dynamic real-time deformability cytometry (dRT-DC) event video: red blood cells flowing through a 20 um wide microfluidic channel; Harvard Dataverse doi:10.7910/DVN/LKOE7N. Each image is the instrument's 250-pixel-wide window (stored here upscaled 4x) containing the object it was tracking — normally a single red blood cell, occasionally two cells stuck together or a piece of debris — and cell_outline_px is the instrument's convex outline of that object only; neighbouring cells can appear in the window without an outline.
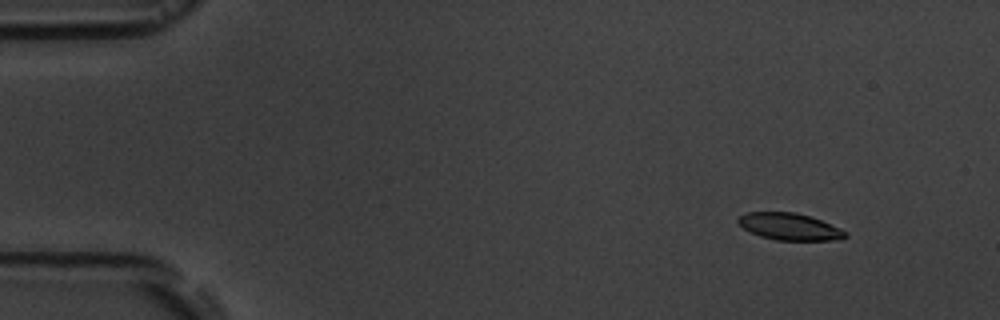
{"species": "common noctule bat (a hibernating species)", "species_latin": "Nyctalus noctula", "temperature_condition": "room temperature", "stored_images_in_passage": 13, "camera_frame_rate_fps": 3000, "um_per_image_px": 0.085, "animal": {"sex": "male", "body_mass_g": 19.5, "forearm_length_mm": 54.6}, "frame": {"image": 1, "passage_image": 2, "time_ms": 1.0, "image_size_px": [1000, 320], "cell_outline_px": [[848, 236], [832, 240], [776, 240], [760, 236], [744, 228], [736, 220], [740, 216], [748, 212], [796, 212], [820, 220], [840, 228], [848, 232]], "centroid_in_image_um": [67.12, 19.26], "position_along_channel_um": 17.9, "area_um2": 16.59}}
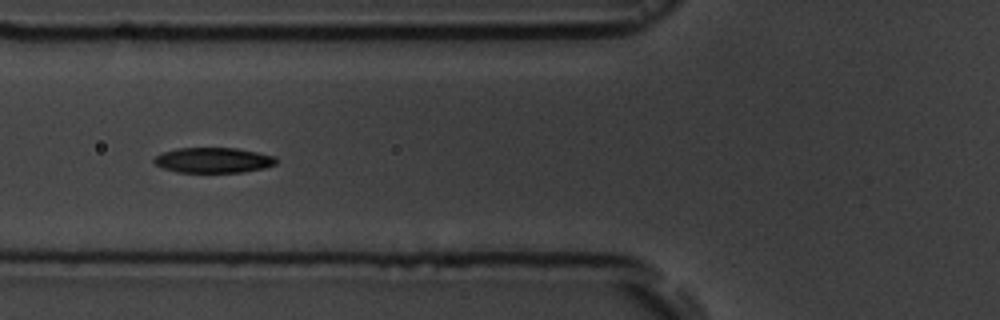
{"frame": {"image": 2, "passage_image": 6, "time_ms": 6.333, "image_size_px": [1000, 320], "cell_outline_px": [[276, 164], [264, 168], [244, 172], [176, 172], [164, 168], [156, 164], [152, 160], [156, 156], [164, 152], [176, 148], [236, 148], [276, 156]], "centroid_in_image_um": [18.14, 13.61], "position_along_channel_um": 107.7, "area_um2": 17.92}}
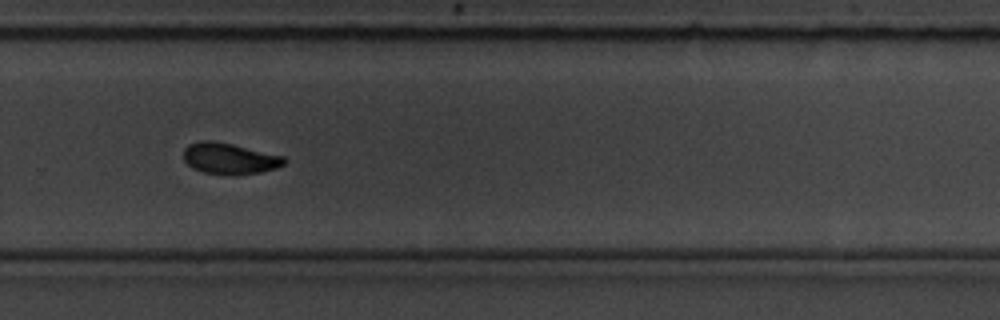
{"frame": {"image": 3, "passage_image": 11, "time_ms": 12.0, "image_size_px": [1000, 320], "cell_outline_px": [[288, 160], [284, 164], [276, 168], [260, 172], [204, 172], [192, 168], [184, 160], [184, 148], [188, 144], [200, 140], [212, 140], [232, 144], [284, 156]], "centroid_in_image_um": [19.49, 13.42], "position_along_channel_um": 310.3, "area_um2": 17.63}, "authors_computed_cell_mechanics": {"area_um2": 18.0914, "velocity_mm_per_s": 3.587, "shape_relaxation_time_tau1_ms": 1.3812, "shape_relaxation_time_tau2_ms": 3.9932, "deformation_change_tau1": 0.0914, "deformation_change_tau2": 0.0857}}